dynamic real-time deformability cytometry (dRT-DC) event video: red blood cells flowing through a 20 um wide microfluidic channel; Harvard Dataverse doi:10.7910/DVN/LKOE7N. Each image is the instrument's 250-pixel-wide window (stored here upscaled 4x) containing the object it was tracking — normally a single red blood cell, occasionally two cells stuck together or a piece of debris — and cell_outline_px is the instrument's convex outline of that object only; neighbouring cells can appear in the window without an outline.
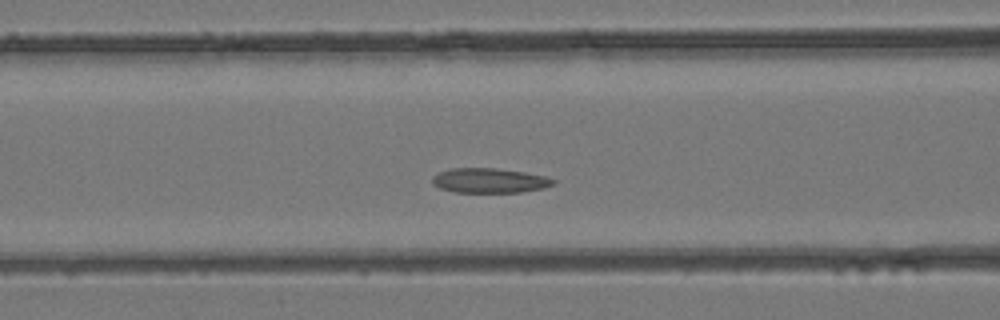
{"species": "common noctule bat (a hibernating species)", "species_latin": "Nyctalus noctula", "temperature_condition": "room temperature", "stored_images_in_passage": 30, "camera_frame_rate_fps": 3000, "um_per_image_px": 0.085, "animal": {"sex": "female", "body_mass_g": 24.6, "forearm_length_mm": 56.2}, "frame": {"image": 1, "passage_image": 10, "time_ms": 3.0, "image_size_px": [1000, 320], "cell_outline_px": [[556, 184], [544, 188], [520, 192], [456, 192], [440, 188], [432, 184], [432, 176], [440, 172], [452, 168], [496, 168], [524, 172], [544, 176], [556, 180]], "centroid_in_image_um": [41.62, 15.34], "position_along_channel_um": 125.0, "area_um2": 17.4}}
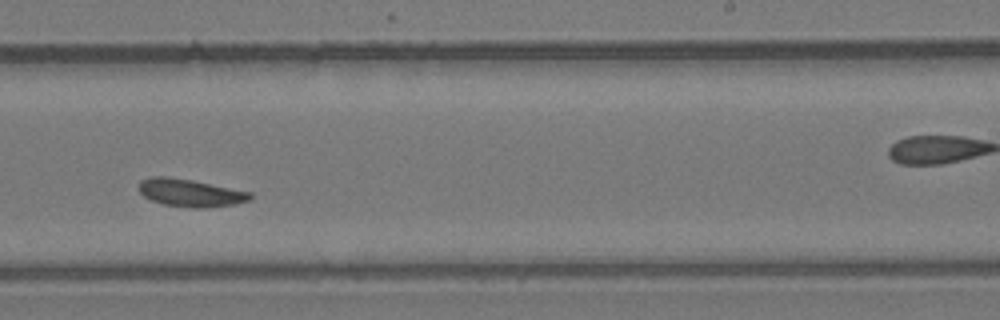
{"frame": {"image": 2, "passage_image": 19, "time_ms": 6.0, "image_size_px": [1000, 320], "cell_outline_px": [[252, 200], [236, 204], [208, 208], [192, 208], [164, 204], [152, 200], [144, 196], [140, 192], [140, 180], [152, 176], [168, 176], [192, 180], [252, 192]], "centroid_in_image_um": [16.22, 16.39], "position_along_channel_um": 272.8, "area_um2": 18.03}}
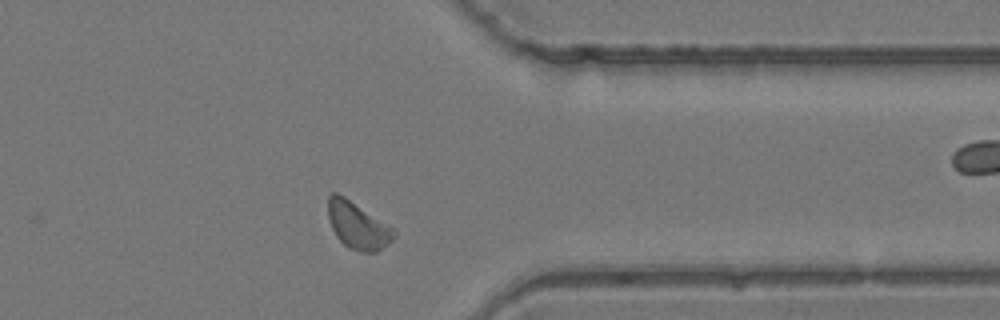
{"frame": {"image": 3, "passage_image": 26, "time_ms": 8.333, "image_size_px": [1000, 320], "cell_outline_px": [[396, 236], [392, 240], [376, 252], [360, 252], [348, 248], [336, 236], [332, 228], [328, 216], [328, 196], [332, 192], [336, 192], [344, 196], [396, 228]], "centroid_in_image_um": [30.43, 19.16], "position_along_channel_um": 381.0, "area_um2": 18.21}}